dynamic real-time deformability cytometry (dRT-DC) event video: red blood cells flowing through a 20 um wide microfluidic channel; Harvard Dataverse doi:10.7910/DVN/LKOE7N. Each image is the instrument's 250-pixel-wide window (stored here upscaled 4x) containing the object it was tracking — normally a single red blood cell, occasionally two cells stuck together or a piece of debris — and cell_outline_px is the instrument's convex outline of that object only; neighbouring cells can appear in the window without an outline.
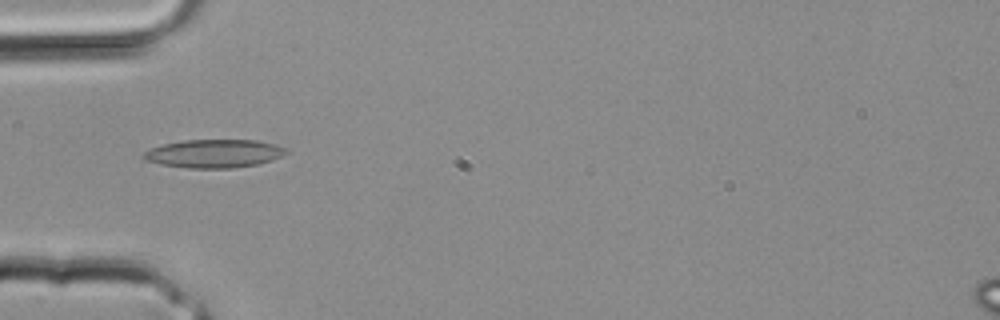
{"species": "common noctule bat (a hibernating species)", "species_latin": "Nyctalus noctula", "temperature_condition": "room temperature", "stored_images_in_passage": 27, "camera_frame_rate_fps": 3000, "um_per_image_px": 0.085, "animal": {"sex": "male", "body_mass_g": 20.4}, "frame": {"image": 1, "passage_image": 4, "time_ms": 1.0, "image_size_px": [1000, 320], "cell_outline_px": [[288, 152], [272, 160], [256, 164], [232, 168], [188, 168], [160, 164], [144, 160], [140, 156], [144, 152], [152, 148], [164, 144], [184, 140], [256, 140], [276, 144], [288, 148]], "centroid_in_image_um": [18.19, 13.05], "position_along_channel_um": 66.8, "area_um2": 23.52}}
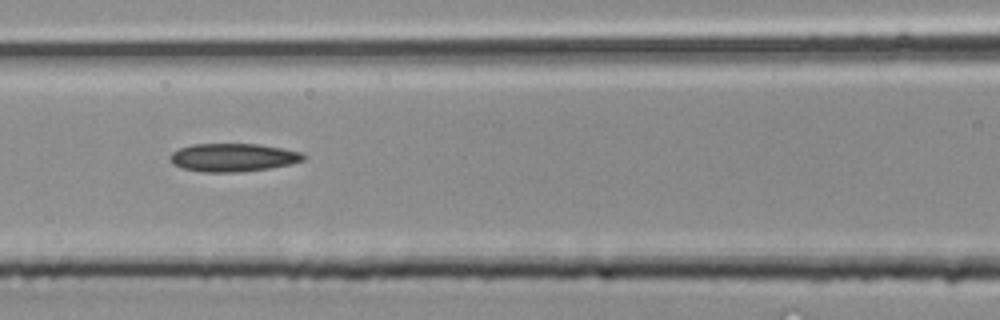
{"frame": {"image": 2, "passage_image": 8, "time_ms": 2.333, "image_size_px": [1000, 320], "cell_outline_px": [[308, 156], [304, 160], [292, 164], [268, 168], [236, 172], [204, 172], [184, 168], [172, 164], [168, 156], [172, 152], [180, 148], [192, 144], [260, 144], [300, 152]], "centroid_in_image_um": [19.81, 13.38], "position_along_channel_um": 146.8, "area_um2": 21.85}}
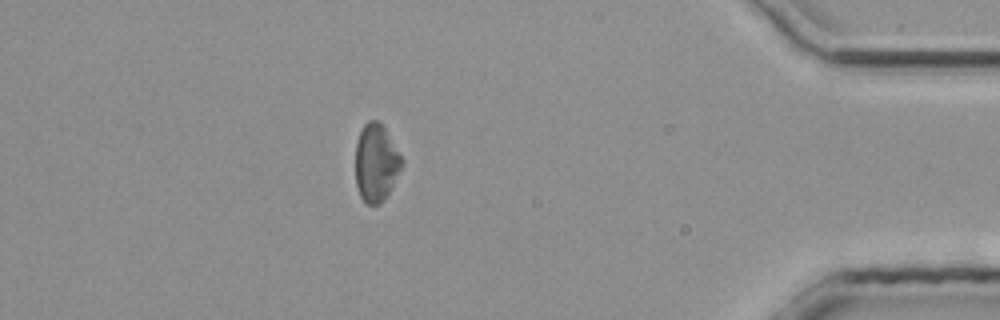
{"frame": {"image": 3, "passage_image": 23, "time_ms": 7.333, "image_size_px": [1000, 320], "cell_outline_px": [[404, 164], [392, 188], [384, 200], [380, 204], [364, 204], [360, 196], [356, 184], [356, 140], [364, 124], [368, 120], [380, 120], [384, 124], [404, 160]], "centroid_in_image_um": [31.99, 13.82], "position_along_channel_um": 403.2, "area_um2": 21.56}}